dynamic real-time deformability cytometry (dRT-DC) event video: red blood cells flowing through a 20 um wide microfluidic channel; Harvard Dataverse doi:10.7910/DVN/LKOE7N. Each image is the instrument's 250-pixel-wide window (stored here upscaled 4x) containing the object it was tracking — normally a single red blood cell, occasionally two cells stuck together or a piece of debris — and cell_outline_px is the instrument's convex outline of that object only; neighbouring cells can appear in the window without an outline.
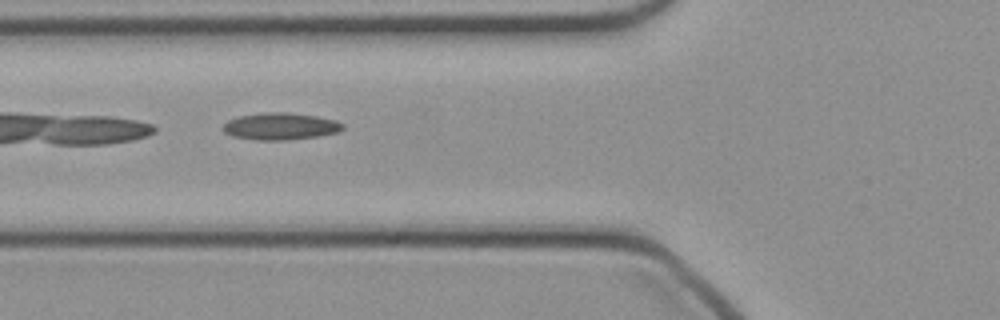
{"species": "common noctule bat (a hibernating species)", "species_latin": "Nyctalus noctula", "temperature_condition": "cold", "stored_images_in_passage": 12, "camera_frame_rate_fps": 3000, "um_per_image_px": 0.085, "animal": {"sex": "female", "body_mass_g": 21.9}, "frame": {"image": 1, "passage_image": 4, "time_ms": 1.0, "image_size_px": [1000, 320], "cell_outline_px": [[344, 128], [336, 132], [316, 136], [288, 140], [256, 140], [232, 136], [224, 132], [220, 128], [228, 120], [240, 116], [268, 112], [284, 112], [316, 116], [336, 120], [344, 124]], "centroid_in_image_um": [23.8, 10.74], "position_along_channel_um": 102.0, "area_um2": 18.73}}
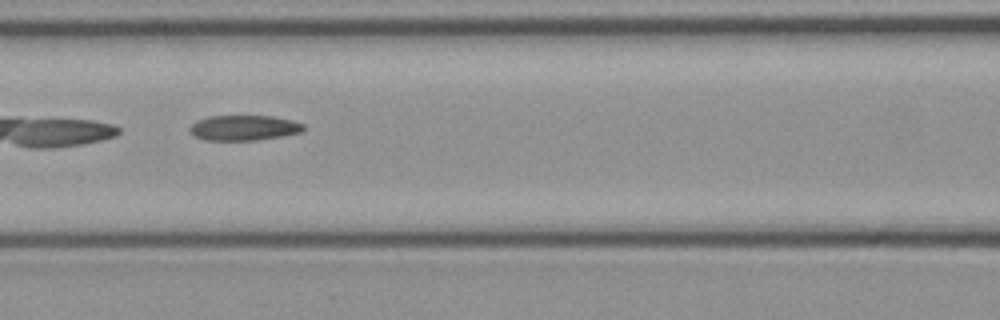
{"frame": {"image": 2, "passage_image": 7, "time_ms": 2.0, "image_size_px": [1000, 320], "cell_outline_px": [[304, 128], [300, 132], [284, 136], [256, 140], [204, 140], [192, 136], [188, 128], [196, 120], [208, 116], [272, 116], [292, 120], [304, 124]], "centroid_in_image_um": [20.69, 10.86], "position_along_channel_um": 145.9, "area_um2": 16.88}}
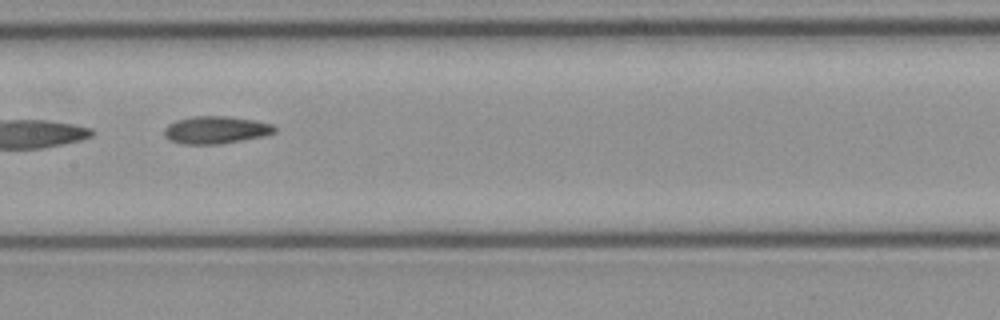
{"frame": {"image": 3, "passage_image": 10, "time_ms": 3.0, "image_size_px": [1000, 320], "cell_outline_px": [[276, 132], [264, 136], [216, 144], [180, 144], [168, 140], [164, 136], [164, 128], [168, 124], [176, 120], [192, 116], [228, 116], [252, 120], [272, 124], [276, 128]], "centroid_in_image_um": [18.29, 11.04], "position_along_channel_um": 189.1, "area_um2": 17.69}}